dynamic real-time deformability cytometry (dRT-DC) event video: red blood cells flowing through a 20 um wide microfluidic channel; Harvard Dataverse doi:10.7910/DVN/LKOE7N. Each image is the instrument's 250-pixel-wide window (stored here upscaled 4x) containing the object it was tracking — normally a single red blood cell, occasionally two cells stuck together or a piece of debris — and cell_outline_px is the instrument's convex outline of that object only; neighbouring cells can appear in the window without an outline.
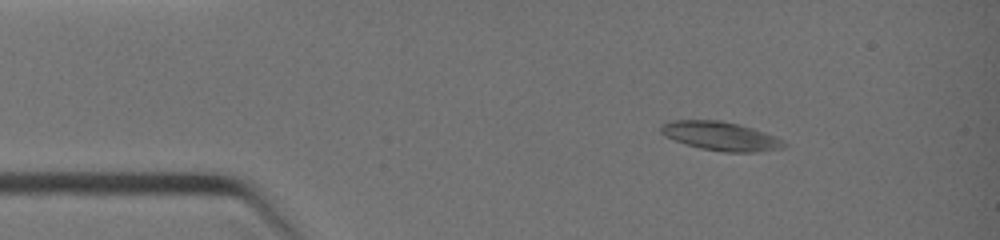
{"species": "common noctule bat (a hibernating species)", "species_latin": "Nyctalus noctula", "temperature_condition": "warm", "stored_images_in_passage": 7, "camera_frame_rate_fps": 3000, "um_per_image_px": 0.085, "animal": {"sex": "female", "body_mass_g": 19.0, "forearm_length_mm": 51.5}, "frame": {"image": 1, "passage_image": 2, "time_ms": 1.0, "image_size_px": [1000, 240], "cell_outline_px": [[788, 144], [784, 148], [756, 152], [724, 152], [700, 148], [684, 144], [664, 136], [660, 132], [660, 128], [668, 120], [720, 120], [752, 128], [776, 136], [784, 140]], "centroid_in_image_um": [61.26, 11.57], "position_along_channel_um": 23.7, "area_um2": 20.81}}
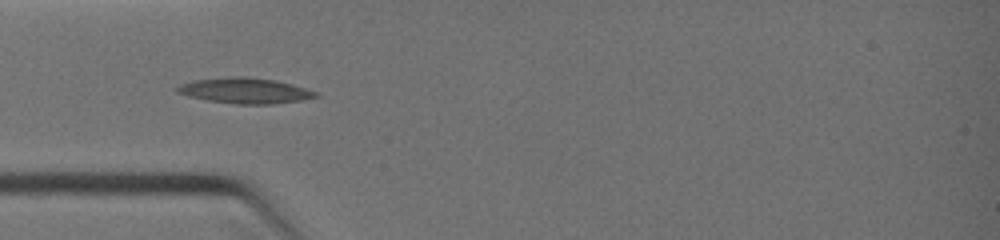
{"frame": {"image": 2, "passage_image": 4, "time_ms": 3.0, "image_size_px": [1000, 240], "cell_outline_px": [[320, 96], [300, 100], [272, 104], [236, 104], [208, 100], [188, 96], [176, 92], [176, 88], [180, 84], [192, 80], [228, 76], [244, 76], [276, 80], [292, 84], [316, 92]], "centroid_in_image_um": [20.79, 7.69], "position_along_channel_um": 64.2, "area_um2": 20.63}}
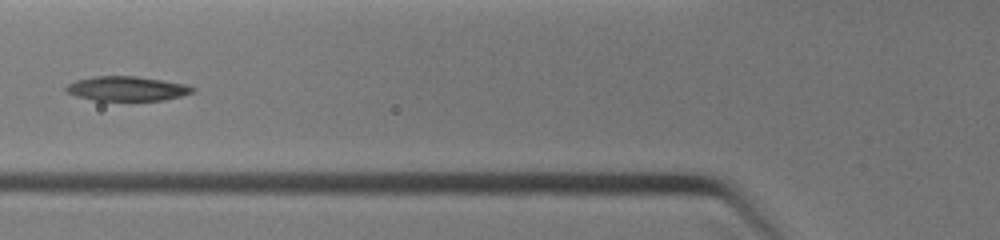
{"frame": {"image": 3, "passage_image": 6, "time_ms": 4.0, "image_size_px": [1000, 240], "cell_outline_px": [[196, 88], [192, 92], [180, 96], [164, 100], [96, 100], [76, 96], [64, 92], [64, 88], [68, 84], [76, 80], [92, 76], [136, 76], [184, 84]], "centroid_in_image_um": [10.73, 7.53], "position_along_channel_um": 115.1, "area_um2": 17.92}}